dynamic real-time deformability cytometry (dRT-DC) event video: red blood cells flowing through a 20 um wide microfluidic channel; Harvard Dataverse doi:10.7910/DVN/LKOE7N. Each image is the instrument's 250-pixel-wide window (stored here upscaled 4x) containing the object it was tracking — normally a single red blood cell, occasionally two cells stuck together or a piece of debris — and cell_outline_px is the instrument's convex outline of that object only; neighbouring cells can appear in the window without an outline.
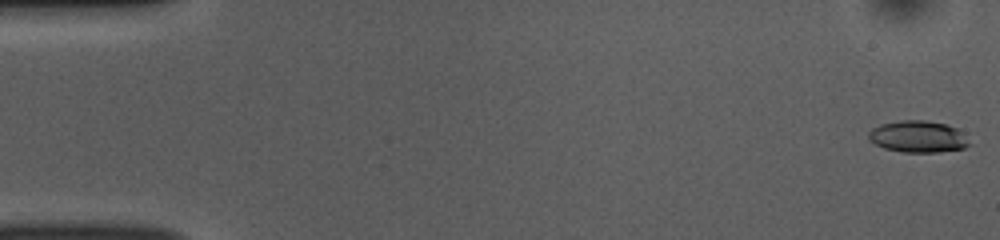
{"species": "common noctule bat (a hibernating species)", "species_latin": "Nyctalus noctula", "temperature_condition": "room temperature", "stored_images_in_passage": 52, "camera_frame_rate_fps": 3000, "um_per_image_px": 0.085, "animal": {"sex": "female", "body_mass_g": 10.0, "forearm_length_mm": 53.1}, "frame": {"image": 1, "passage_image": 1, "time_ms": 0.0, "image_size_px": [1000, 240], "cell_outline_px": [[972, 144], [964, 148], [936, 152], [900, 152], [884, 148], [868, 140], [868, 132], [872, 128], [880, 124], [904, 120], [928, 120], [944, 124], [956, 128]], "centroid_in_image_um": [77.99, 11.61], "position_along_channel_um": 7.0, "area_um2": 18.55}}
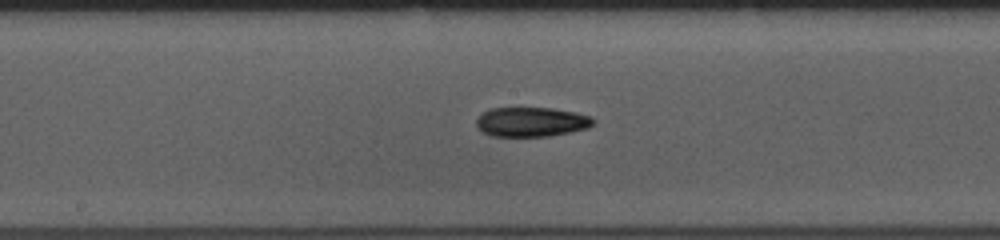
{"frame": {"image": 2, "passage_image": 27, "time_ms": 8.667, "image_size_px": [1000, 240], "cell_outline_px": [[596, 124], [588, 128], [548, 136], [492, 136], [484, 132], [476, 124], [476, 120], [484, 112], [492, 108], [552, 108], [576, 112], [592, 116], [596, 120]], "centroid_in_image_um": [45.24, 10.35], "position_along_channel_um": 203.0, "area_um2": 20.06}}
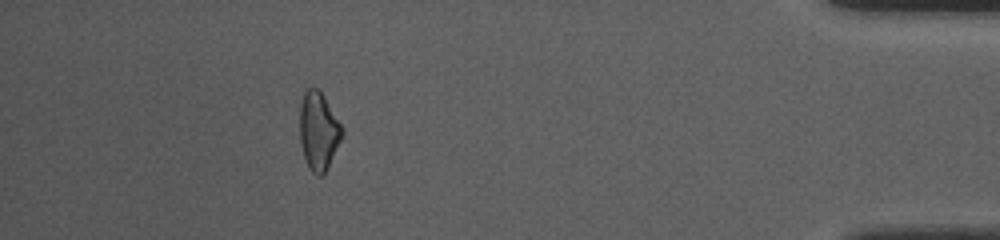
{"frame": {"image": 3, "passage_image": 47, "time_ms": 15.333, "image_size_px": [1000, 240], "cell_outline_px": [[344, 132], [328, 168], [320, 176], [316, 176], [308, 168], [304, 156], [300, 140], [300, 104], [304, 92], [308, 88], [316, 88], [324, 96], [344, 128]], "centroid_in_image_um": [27.08, 11.15], "position_along_channel_um": 408.1, "area_um2": 19.25}, "authors_computed_cell_mechanics": {"area_um2": 19.3919, "velocity_mm_per_s": 3.8718, "shape_relaxation_time_tau1_ms": 4.5947, "shape_relaxation_time_tau2_ms": 8.1046, "deformation_change_tau1": 0.1531, "deformation_change_tau2": 0.1885}}